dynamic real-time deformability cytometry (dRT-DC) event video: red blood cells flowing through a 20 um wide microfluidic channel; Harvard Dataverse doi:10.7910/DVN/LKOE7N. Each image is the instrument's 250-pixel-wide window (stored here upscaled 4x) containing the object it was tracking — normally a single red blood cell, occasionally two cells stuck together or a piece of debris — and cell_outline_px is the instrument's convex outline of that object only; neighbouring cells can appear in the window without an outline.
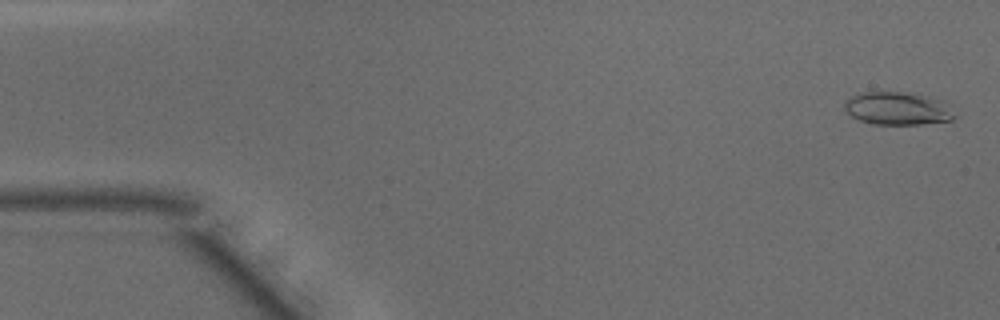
{"species": "common noctule bat (a hibernating species)", "species_latin": "Nyctalus noctula", "temperature_condition": "warm", "stored_images_in_passage": 50, "camera_frame_rate_fps": 3000, "um_per_image_px": 0.085, "animal": {"sex": "male", "body_mass_g": 15.6}, "frame": {"image": 1, "passage_image": 2, "time_ms": 0.333, "image_size_px": [1000, 320], "cell_outline_px": [[956, 116], [952, 120], [920, 124], [872, 124], [860, 120], [852, 116], [844, 108], [844, 104], [856, 92], [904, 92], [928, 96], [944, 100], [948, 104]], "centroid_in_image_um": [76.32, 9.21], "position_along_channel_um": 8.7, "area_um2": 21.15}}
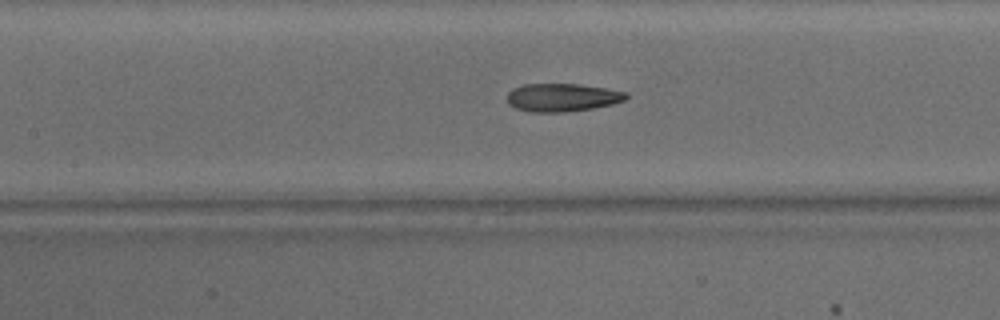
{"frame": {"image": 2, "passage_image": 22, "time_ms": 7.0, "image_size_px": [1000, 320], "cell_outline_px": [[628, 96], [624, 100], [612, 104], [592, 108], [564, 112], [532, 112], [516, 108], [508, 104], [508, 92], [512, 88], [524, 84], [580, 84], [628, 92]], "centroid_in_image_um": [47.78, 8.28], "position_along_channel_um": 159.6, "area_um2": 19.42}}
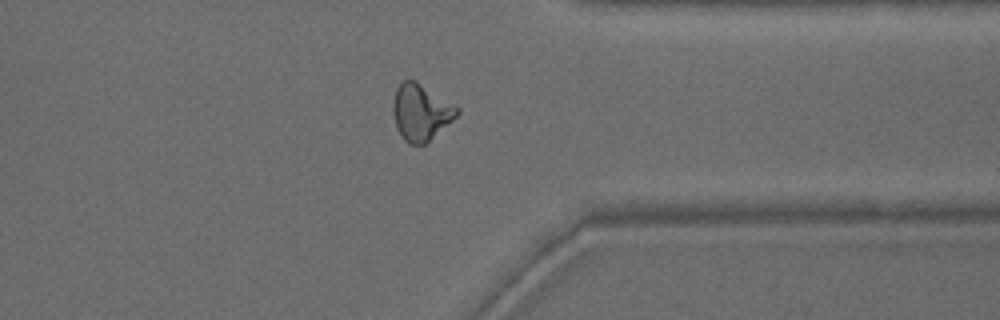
{"frame": {"image": 3, "passage_image": 38, "time_ms": 12.333, "image_size_px": [1000, 320], "cell_outline_px": [[460, 112], [452, 120], [424, 144], [408, 144], [404, 140], [396, 128], [392, 112], [392, 104], [396, 88], [404, 80], [416, 80], [460, 108]], "centroid_in_image_um": [35.74, 9.52], "position_along_channel_um": 375.7, "area_um2": 20.92}}